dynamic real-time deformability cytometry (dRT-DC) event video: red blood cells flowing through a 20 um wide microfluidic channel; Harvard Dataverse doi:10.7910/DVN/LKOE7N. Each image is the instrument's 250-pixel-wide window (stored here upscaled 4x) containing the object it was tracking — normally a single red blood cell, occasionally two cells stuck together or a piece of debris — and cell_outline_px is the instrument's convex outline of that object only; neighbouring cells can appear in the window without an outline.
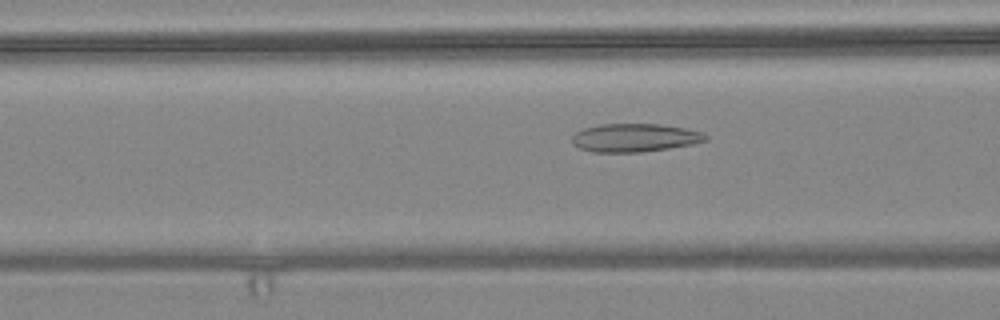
{"species": "common noctule bat (a hibernating species)", "species_latin": "Nyctalus noctula", "temperature_condition": "warm", "stored_images_in_passage": 40, "camera_frame_rate_fps": 3000, "um_per_image_px": 0.085, "animal": {"sex": "female", "body_mass_g": 24.6, "forearm_length_mm": 56.2}, "frame": {"image": 1, "passage_image": 9, "time_ms": 2.667, "image_size_px": [1000, 320], "cell_outline_px": [[708, 140], [692, 144], [668, 148], [640, 152], [592, 152], [580, 148], [572, 144], [572, 136], [576, 132], [584, 128], [600, 124], [660, 124], [684, 128], [700, 132], [708, 136]], "centroid_in_image_um": [53.92, 11.71], "position_along_channel_um": 112.7, "area_um2": 21.91}}
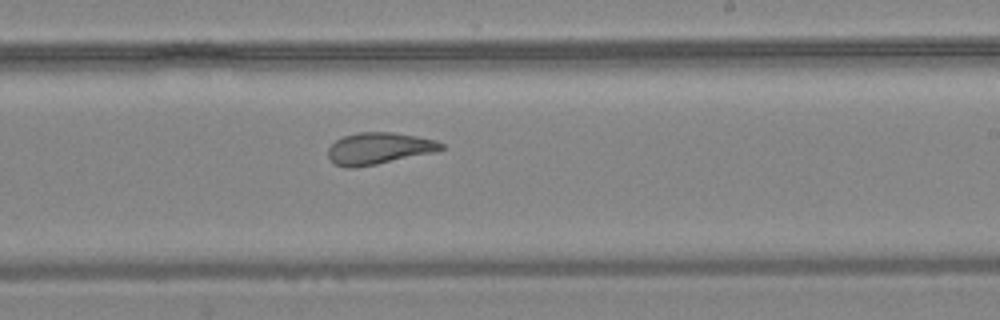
{"frame": {"image": 2, "passage_image": 21, "time_ms": 6.667, "image_size_px": [1000, 320], "cell_outline_px": [[444, 148], [436, 152], [356, 168], [344, 168], [336, 164], [328, 156], [328, 148], [336, 140], [344, 136], [356, 132], [392, 132], [416, 136], [436, 140], [444, 144]], "centroid_in_image_um": [32.21, 12.61], "position_along_channel_um": 256.8, "area_um2": 20.92}}
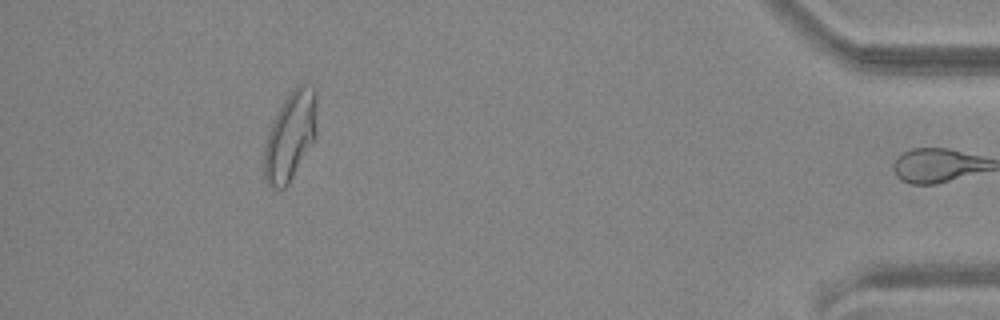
{"frame": {"image": 3, "passage_image": 39, "time_ms": 12.667, "image_size_px": [1000, 320], "cell_outline_px": [[316, 136], [288, 184], [284, 188], [272, 188], [268, 184], [264, 176], [264, 148], [268, 132], [284, 100], [292, 88], [300, 84], [304, 84], [316, 88]], "centroid_in_image_um": [24.68, 11.55], "position_along_channel_um": 410.5, "area_um2": 26.88}, "authors_computed_cell_mechanics": {"area_um2": 21.9062, "velocity_mm_per_s": 3.602, "shape_relaxation_time_tau1_ms": null, "shape_relaxation_time_tau2_ms": 1.6625, "deformation_change_tau1": null, "deformation_change_tau2": 0.0929}}